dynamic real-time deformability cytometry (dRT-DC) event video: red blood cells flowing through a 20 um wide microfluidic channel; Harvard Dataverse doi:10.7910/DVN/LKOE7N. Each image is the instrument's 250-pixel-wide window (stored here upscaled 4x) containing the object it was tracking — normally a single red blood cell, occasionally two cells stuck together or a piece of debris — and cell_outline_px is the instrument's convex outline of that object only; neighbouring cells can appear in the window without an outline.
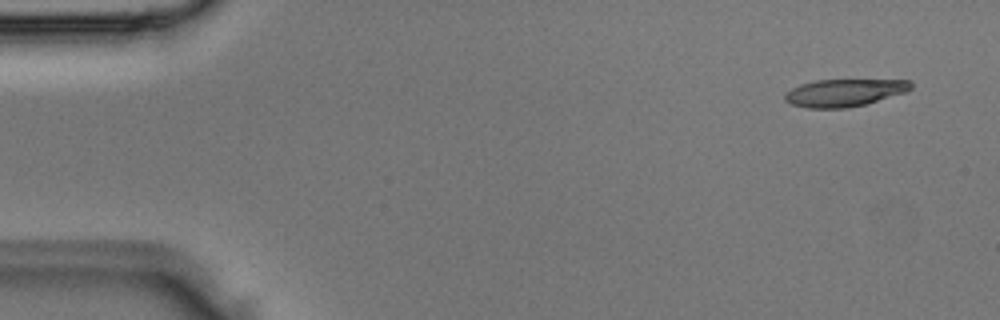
{"species": "Egyptian fruit bat (a non-hibernating species)", "species_latin": "Rousettus aegyptiacus", "temperature_condition": "room temperature", "stored_images_in_passage": 3, "camera_frame_rate_fps": 3000, "um_per_image_px": 0.085, "animal": {"sex": "male"}, "frame": {"image": 1, "passage_image": 1, "time_ms": 0.0, "image_size_px": [1000, 320], "cell_outline_px": [[912, 88], [908, 92], [864, 104], [844, 108], [808, 108], [792, 104], [784, 100], [784, 92], [800, 84], [816, 80], [912, 80]], "centroid_in_image_um": [71.77, 7.87], "position_along_channel_um": 13.2, "area_um2": 20.17}}